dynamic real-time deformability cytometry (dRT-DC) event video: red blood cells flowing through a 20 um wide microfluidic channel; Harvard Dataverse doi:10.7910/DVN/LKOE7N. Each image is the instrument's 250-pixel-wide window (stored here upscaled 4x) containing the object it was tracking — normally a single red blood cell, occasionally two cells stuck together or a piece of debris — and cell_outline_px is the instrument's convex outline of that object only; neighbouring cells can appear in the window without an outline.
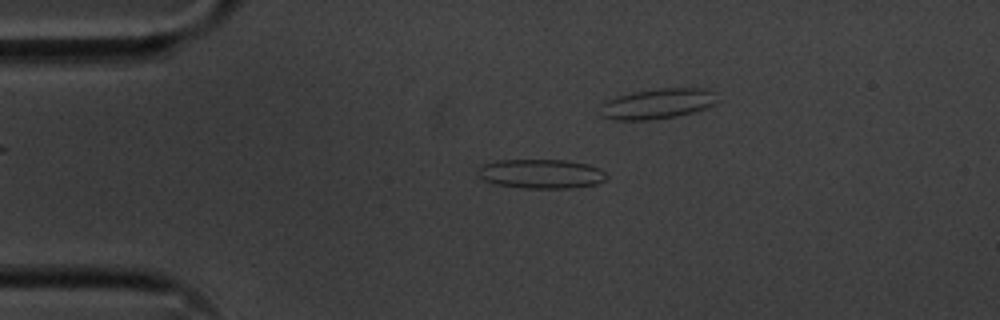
{"species": "common noctule bat (a hibernating species)", "species_latin": "Nyctalus noctula", "temperature_condition": "cold", "stored_images_in_passage": 43, "camera_frame_rate_fps": 3000, "um_per_image_px": 0.085, "animal": {"sex": "male", "body_mass_g": 20.1, "forearm_length_mm": 53.5}, "frame": {"image": 1, "passage_image": 12, "time_ms": 3.667, "image_size_px": [1000, 320], "cell_outline_px": [[608, 176], [604, 180], [596, 184], [572, 188], [528, 188], [496, 184], [484, 180], [476, 172], [480, 164], [500, 160], [564, 160], [588, 164], [600, 168]], "centroid_in_image_um": [45.99, 14.77], "position_along_channel_um": 39.0, "area_um2": 21.96}}
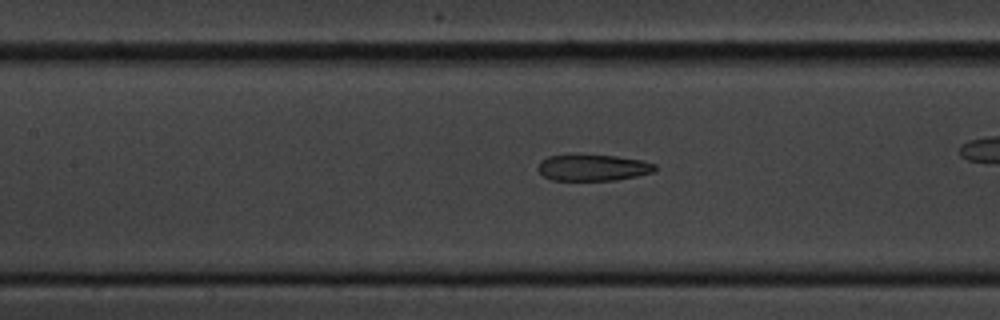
{"frame": {"image": 2, "passage_image": 24, "time_ms": 7.667, "image_size_px": [1000, 320], "cell_outline_px": [[656, 168], [652, 172], [636, 176], [616, 180], [552, 180], [544, 176], [536, 168], [540, 160], [548, 156], [616, 156], [640, 160], [656, 164]], "centroid_in_image_um": [50.38, 14.26], "position_along_channel_um": 157.0, "area_um2": 17.57}}
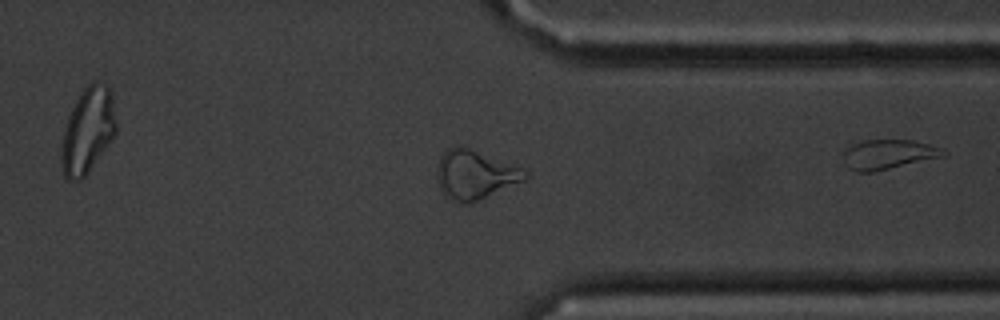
{"frame": {"image": 3, "passage_image": 42, "time_ms": 13.667, "image_size_px": [1000, 320], "cell_outline_px": [[528, 176], [524, 180], [476, 200], [464, 204], [444, 196], [440, 188], [436, 176], [436, 164], [440, 156], [448, 148], [456, 144], [460, 144], [520, 168], [528, 172]], "centroid_in_image_um": [40.28, 14.81], "position_along_channel_um": 371.1, "area_um2": 24.8}}